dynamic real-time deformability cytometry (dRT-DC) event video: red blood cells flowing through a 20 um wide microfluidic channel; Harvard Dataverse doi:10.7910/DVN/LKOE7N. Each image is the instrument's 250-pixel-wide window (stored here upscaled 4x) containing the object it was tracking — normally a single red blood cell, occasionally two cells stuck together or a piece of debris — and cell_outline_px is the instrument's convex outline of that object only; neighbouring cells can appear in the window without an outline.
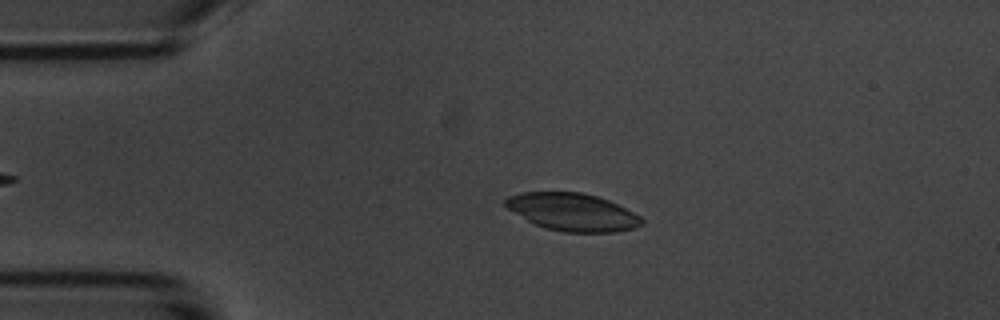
{"species": "common noctule bat (a hibernating species)", "species_latin": "Nyctalus noctula", "temperature_condition": "room temperature", "stored_images_in_passage": 3, "camera_frame_rate_fps": 3000, "um_per_image_px": 0.085, "animal": {"sex": "male", "body_mass_g": 20.1, "forearm_length_mm": 53.5}, "frame": {"image": 1, "passage_image": 2, "time_ms": 1.0, "image_size_px": [1000, 320], "cell_outline_px": [[644, 224], [636, 228], [616, 232], [564, 232], [544, 228], [528, 220], [508, 208], [504, 204], [504, 200], [508, 196], [520, 192], [580, 192], [596, 196], [608, 200], [640, 216], [644, 220]], "centroid_in_image_um": [48.68, 18.03], "position_along_channel_um": 36.3, "area_um2": 29.71}}